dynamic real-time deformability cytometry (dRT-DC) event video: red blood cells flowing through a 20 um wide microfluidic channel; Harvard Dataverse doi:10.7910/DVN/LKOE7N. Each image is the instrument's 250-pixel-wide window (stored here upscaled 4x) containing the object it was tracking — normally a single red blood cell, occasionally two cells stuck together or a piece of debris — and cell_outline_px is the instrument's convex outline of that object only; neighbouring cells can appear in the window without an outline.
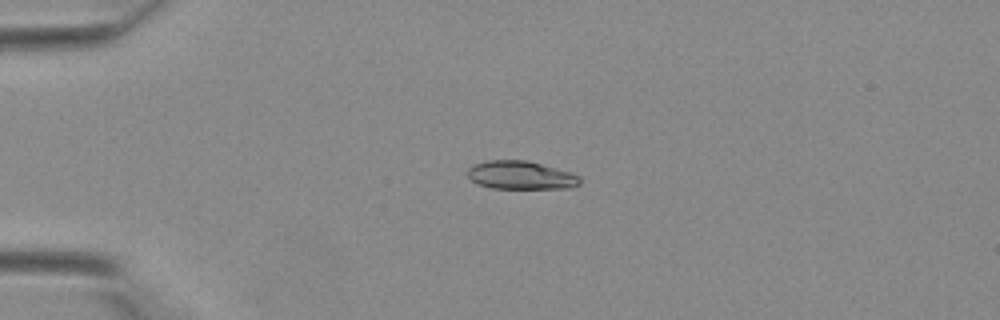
{"species": "Egyptian fruit bat (a non-hibernating species)", "species_latin": "Rousettus aegyptiacus", "temperature_condition": "warm", "stored_images_in_passage": 32, "camera_frame_rate_fps": 3000, "um_per_image_px": 0.085, "animal": {"sex": "female"}, "frame": {"image": 1, "passage_image": 1, "time_ms": 0.0, "image_size_px": [1000, 320], "cell_outline_px": [[580, 184], [572, 188], [492, 188], [480, 184], [472, 180], [468, 176], [468, 168], [476, 164], [488, 160], [524, 160], [540, 164], [568, 172], [580, 176]], "centroid_in_image_um": [44.27, 14.9], "position_along_channel_um": 40.7, "area_um2": 18.15}}
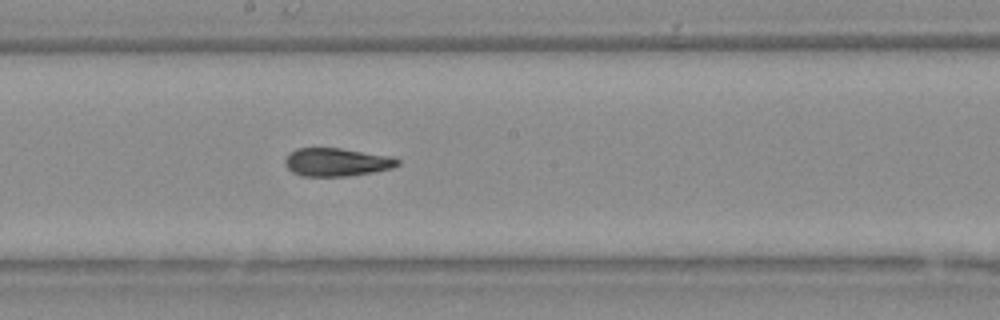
{"frame": {"image": 2, "passage_image": 14, "time_ms": 4.333, "image_size_px": [1000, 320], "cell_outline_px": [[400, 164], [392, 168], [372, 172], [348, 176], [300, 176], [292, 172], [284, 164], [284, 160], [296, 148], [340, 148], [392, 156], [400, 160]], "centroid_in_image_um": [28.63, 13.78], "position_along_channel_um": 219.6, "area_um2": 18.5}}
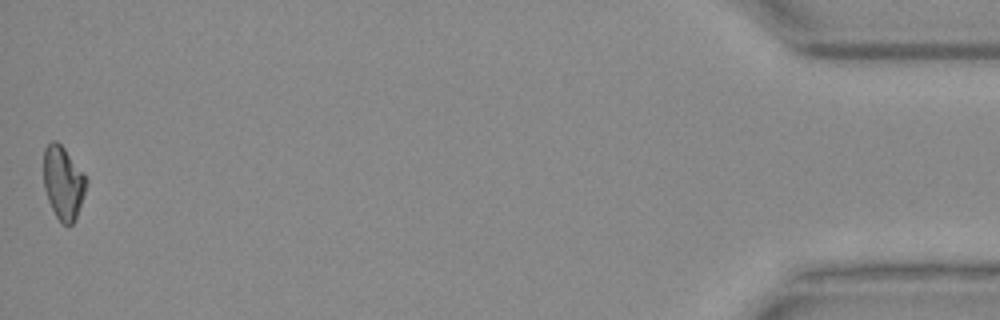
{"frame": {"image": 3, "passage_image": 32, "time_ms": 10.333, "image_size_px": [1000, 320], "cell_outline_px": [[88, 180], [76, 216], [72, 224], [64, 224], [56, 216], [48, 200], [44, 188], [44, 148], [52, 140], [56, 140], [64, 148], [84, 172]], "centroid_in_image_um": [5.36, 15.49], "position_along_channel_um": 429.8, "area_um2": 17.92}}